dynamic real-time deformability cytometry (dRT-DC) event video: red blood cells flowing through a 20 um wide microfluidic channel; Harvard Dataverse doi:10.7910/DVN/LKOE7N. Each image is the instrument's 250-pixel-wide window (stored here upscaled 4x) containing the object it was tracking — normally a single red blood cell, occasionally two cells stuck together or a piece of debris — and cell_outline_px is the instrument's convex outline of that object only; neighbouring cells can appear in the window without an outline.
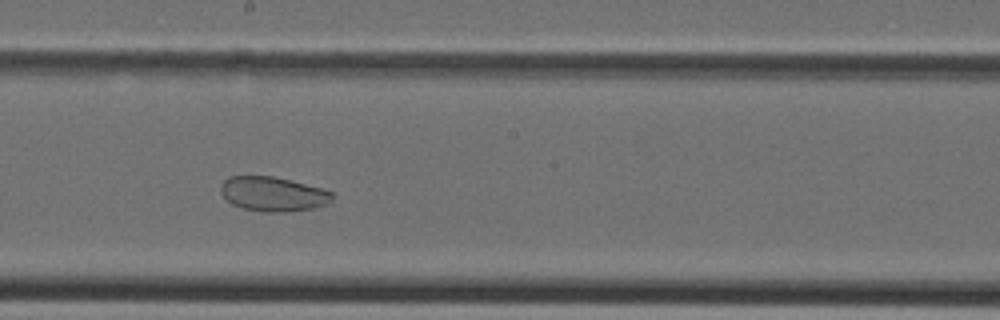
{"species": "Egyptian fruit bat (a non-hibernating species)", "species_latin": "Rousettus aegyptiacus", "temperature_condition": "cold", "stored_images_in_passage": 34, "camera_frame_rate_fps": 3000, "um_per_image_px": 0.085, "animal": {"sex": "female"}, "frame": {"image": 1, "passage_image": 15, "time_ms": 4.667, "image_size_px": [1000, 320], "cell_outline_px": [[332, 200], [316, 208], [284, 212], [264, 212], [244, 208], [232, 204], [224, 196], [220, 188], [220, 184], [228, 176], [272, 176], [324, 188], [332, 192]], "centroid_in_image_um": [23.21, 16.48], "position_along_channel_um": 225.0, "area_um2": 22.37}}